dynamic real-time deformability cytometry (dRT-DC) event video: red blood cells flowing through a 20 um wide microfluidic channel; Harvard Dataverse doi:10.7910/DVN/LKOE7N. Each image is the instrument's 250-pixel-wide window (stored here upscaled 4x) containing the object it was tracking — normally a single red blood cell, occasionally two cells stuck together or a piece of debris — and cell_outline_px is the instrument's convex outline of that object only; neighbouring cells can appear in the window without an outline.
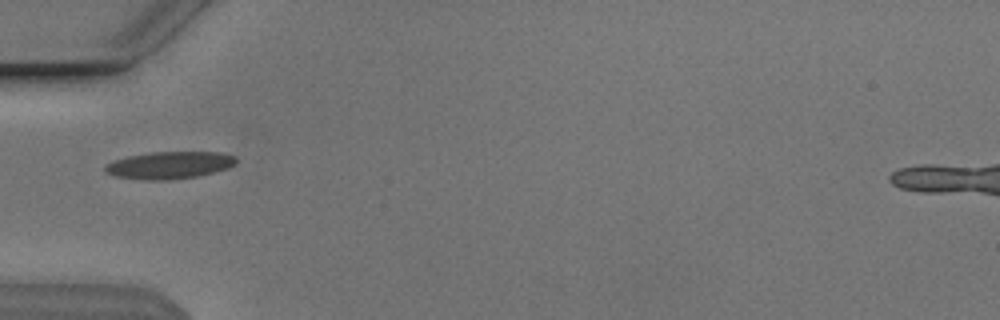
{"species": "Egyptian fruit bat (a non-hibernating species)", "species_latin": "Rousettus aegyptiacus", "temperature_condition": "cold", "stored_images_in_passage": 37, "camera_frame_rate_fps": 3000, "um_per_image_px": 0.085, "animal": {"sex": "male"}, "frame": {"image": 1, "passage_image": 1, "time_ms": 0.0, "image_size_px": [1000, 320], "cell_outline_px": [[236, 160], [228, 168], [196, 176], [168, 180], [144, 180], [116, 176], [104, 172], [104, 164], [128, 156], [152, 152], [220, 152], [236, 156]], "centroid_in_image_um": [14.36, 14.03], "position_along_channel_um": 70.6, "area_um2": 20.63}}
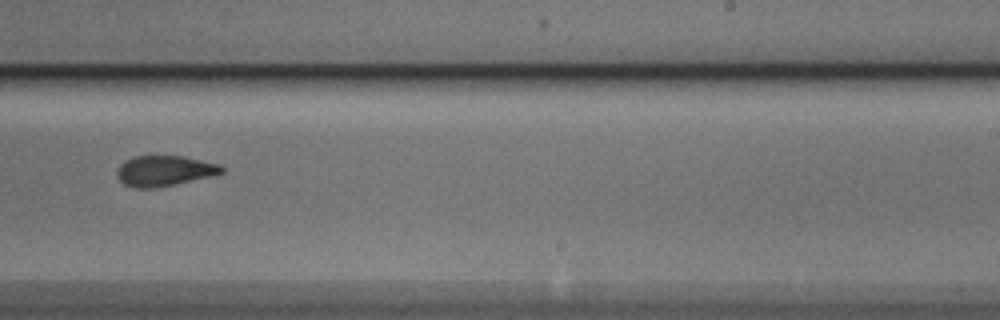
{"frame": {"image": 2, "passage_image": 17, "time_ms": 5.333, "image_size_px": [1000, 320], "cell_outline_px": [[224, 172], [216, 176], [176, 184], [152, 188], [136, 188], [124, 184], [116, 176], [116, 172], [120, 164], [124, 160], [136, 156], [184, 156], [220, 164], [224, 168]], "centroid_in_image_um": [14.01, 14.52], "position_along_channel_um": 275.0, "area_um2": 18.84}}
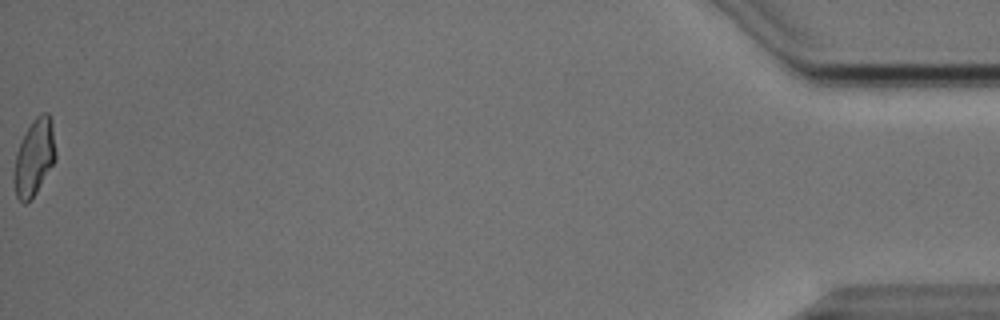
{"frame": {"image": 3, "passage_image": 37, "time_ms": 12.0, "image_size_px": [1000, 320], "cell_outline_px": [[56, 160], [36, 192], [24, 204], [16, 196], [12, 180], [12, 176], [16, 152], [32, 120], [40, 112], [48, 112], [52, 120], [56, 152]], "centroid_in_image_um": [2.91, 13.36], "position_along_channel_um": 432.3, "area_um2": 18.67}, "authors_computed_cell_mechanics": {"area_um2": 18.9584, "velocity_mm_per_s": 3.8293, "shape_relaxation_time_tau1_ms": null, "shape_relaxation_time_tau2_ms": 2.0126, "deformation_change_tau1": null, "deformation_change_tau2": 0.0792}}